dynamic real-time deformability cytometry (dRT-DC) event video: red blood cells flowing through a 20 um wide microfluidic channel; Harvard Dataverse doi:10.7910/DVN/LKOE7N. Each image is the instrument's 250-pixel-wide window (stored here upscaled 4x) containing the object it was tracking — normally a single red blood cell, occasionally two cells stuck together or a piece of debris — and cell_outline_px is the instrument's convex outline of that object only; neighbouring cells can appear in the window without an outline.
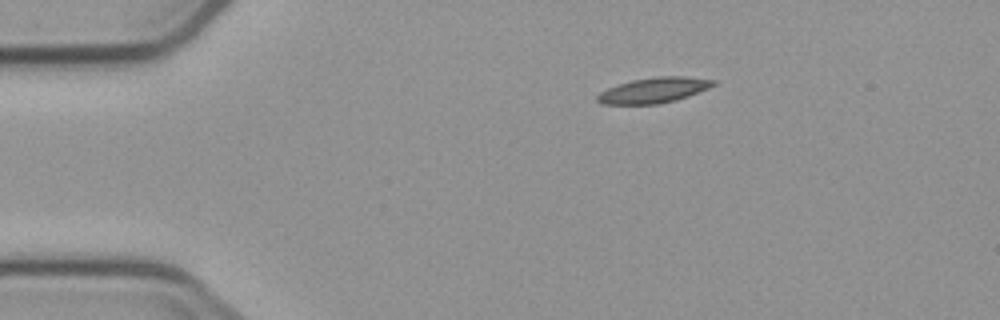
{"species": "common noctule bat (a hibernating species)", "species_latin": "Nyctalus noctula", "temperature_condition": "cold", "stored_images_in_passage": 2, "camera_frame_rate_fps": 3000, "um_per_image_px": 0.085, "animal": {"sex": "male", "body_mass_g": 23.1, "forearm_length_mm": 52.7}, "frame": {"image": 1, "passage_image": 2, "time_ms": 1.333, "image_size_px": [1000, 320], "cell_outline_px": [[720, 80], [716, 84], [708, 88], [688, 96], [676, 100], [660, 104], [600, 104], [596, 100], [596, 96], [600, 92], [608, 88], [632, 80], [656, 76], [684, 76]], "centroid_in_image_um": [55.6, 7.66], "position_along_channel_um": 29.4, "area_um2": 17.28}}